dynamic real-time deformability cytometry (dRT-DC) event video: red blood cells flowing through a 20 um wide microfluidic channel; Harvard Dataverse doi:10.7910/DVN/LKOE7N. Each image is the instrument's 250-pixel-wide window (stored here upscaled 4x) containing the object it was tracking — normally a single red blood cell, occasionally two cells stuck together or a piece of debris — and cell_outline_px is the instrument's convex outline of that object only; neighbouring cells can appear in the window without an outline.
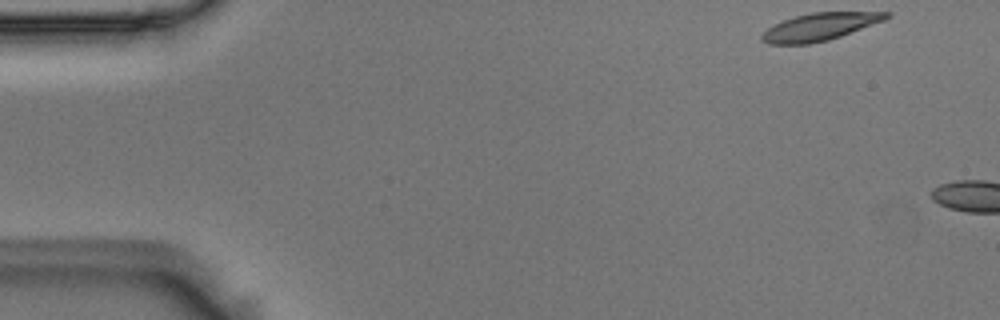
{"species": "Egyptian fruit bat (a non-hibernating species)", "species_latin": "Rousettus aegyptiacus", "temperature_condition": "room temperature", "stored_images_in_passage": 2, "camera_frame_rate_fps": 3000, "um_per_image_px": 0.085, "animal": {"sex": "male"}, "frame": {"image": 1, "passage_image": 1, "time_ms": 0.0, "image_size_px": [1000, 320], "cell_outline_px": [[892, 16], [884, 20], [840, 36], [828, 40], [808, 44], [768, 44], [760, 40], [760, 36], [772, 24], [796, 16], [812, 12], [892, 12]], "centroid_in_image_um": [69.65, 2.28], "position_along_channel_um": 15.3, "area_um2": 19.83}}